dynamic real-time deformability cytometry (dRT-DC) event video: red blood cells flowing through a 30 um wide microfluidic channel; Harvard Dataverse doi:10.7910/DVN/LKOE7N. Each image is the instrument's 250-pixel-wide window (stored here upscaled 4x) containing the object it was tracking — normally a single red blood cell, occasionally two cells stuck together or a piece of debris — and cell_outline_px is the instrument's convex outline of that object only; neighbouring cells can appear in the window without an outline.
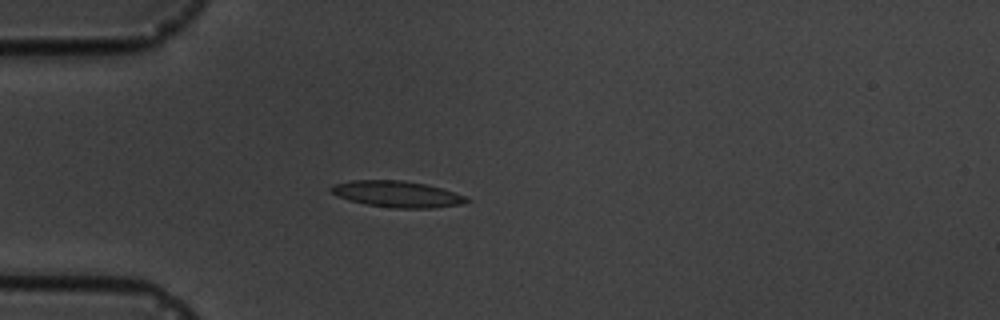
{"species": "common noctule bat (a hibernating species)", "species_latin": "Nyctalus noctula", "temperature_condition": "cold", "stored_images_in_passage": 4, "camera_frame_rate_fps": 3000, "um_per_image_px": 0.085, "animal": {"sex": "male", "body_mass_g": 19.5, "forearm_length_mm": 54.6}, "frame": {"image": 1, "passage_image": 4, "time_ms": 3.333, "image_size_px": [1000, 320], "cell_outline_px": [[472, 200], [460, 204], [432, 208], [392, 208], [364, 204], [348, 200], [336, 196], [328, 188], [332, 184], [352, 180], [400, 180], [424, 184], [440, 188], [464, 196]], "centroid_in_image_um": [33.67, 16.5], "position_along_channel_um": 51.3, "area_um2": 20.69}}